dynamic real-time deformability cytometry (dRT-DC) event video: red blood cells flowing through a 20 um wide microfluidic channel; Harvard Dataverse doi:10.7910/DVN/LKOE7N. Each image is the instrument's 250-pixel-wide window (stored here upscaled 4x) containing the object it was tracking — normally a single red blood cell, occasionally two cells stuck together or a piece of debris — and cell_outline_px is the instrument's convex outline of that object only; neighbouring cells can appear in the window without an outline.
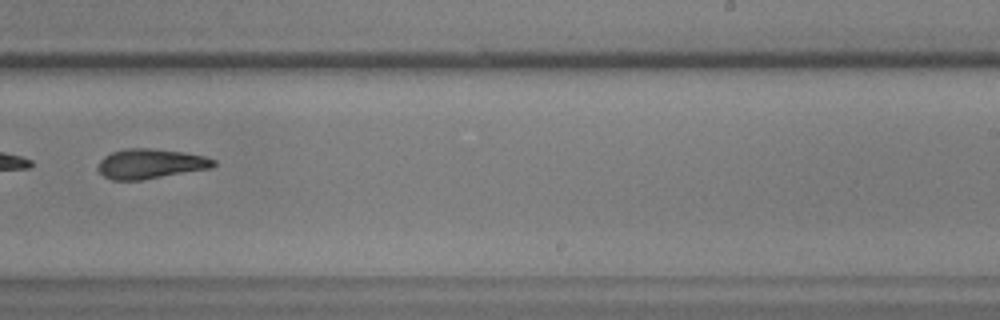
{"species": "common noctule bat (a hibernating species)", "species_latin": "Nyctalus noctula", "temperature_condition": "warm", "stored_images_in_passage": 39, "camera_frame_rate_fps": 3000, "um_per_image_px": 0.085, "animal": {"sex": "male", "body_mass_g": 17.9, "forearm_length_mm": 54.2}, "frame": {"image": 1, "passage_image": 23, "time_ms": 7.333, "image_size_px": [1000, 320], "cell_outline_px": [[216, 164], [212, 168], [140, 180], [112, 180], [96, 172], [96, 168], [100, 160], [104, 156], [112, 152], [128, 148], [148, 148], [184, 152], [204, 156], [216, 160]], "centroid_in_image_um": [12.76, 13.92], "position_along_channel_um": 276.2, "area_um2": 20.17}}
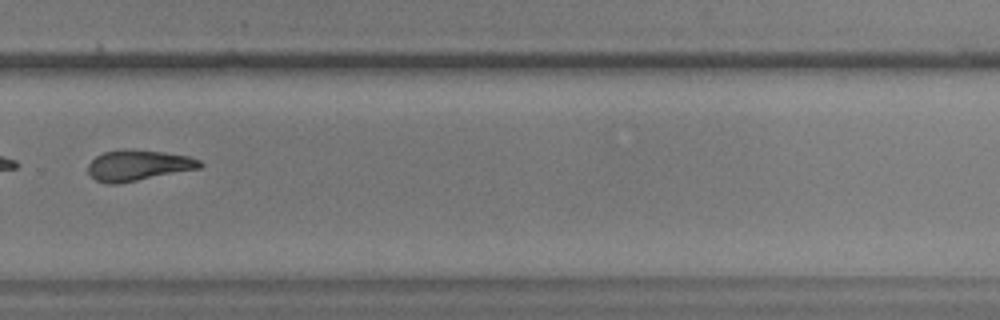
{"frame": {"image": 2, "passage_image": 26, "time_ms": 8.333, "image_size_px": [1000, 320], "cell_outline_px": [[204, 164], [200, 168], [120, 184], [108, 184], [96, 180], [88, 172], [88, 164], [96, 156], [104, 152], [164, 152], [188, 156], [200, 160]], "centroid_in_image_um": [11.77, 14.11], "position_along_channel_um": 318.0, "area_um2": 19.31}}